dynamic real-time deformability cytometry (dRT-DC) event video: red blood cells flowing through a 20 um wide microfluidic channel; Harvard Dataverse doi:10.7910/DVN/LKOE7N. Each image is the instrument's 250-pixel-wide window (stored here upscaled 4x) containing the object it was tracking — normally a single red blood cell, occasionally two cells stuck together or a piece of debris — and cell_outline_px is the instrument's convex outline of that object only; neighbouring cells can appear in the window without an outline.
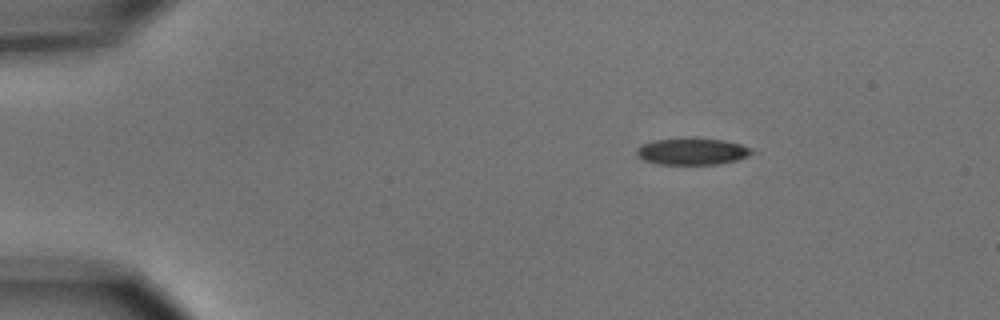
{"species": "common noctule bat (a hibernating species)", "species_latin": "Nyctalus noctula", "temperature_condition": "cold", "stored_images_in_passage": 4, "camera_frame_rate_fps": 3000, "um_per_image_px": 0.085, "animal": {"sex": "male", "body_mass_g": 15.6}, "frame": {"image": 1, "passage_image": 2, "time_ms": 1.0, "image_size_px": [1000, 320], "cell_outline_px": [[760, 152], [736, 160], [720, 164], [656, 164], [644, 160], [636, 156], [636, 148], [640, 144], [652, 140], [680, 136], [696, 136], [724, 140], [740, 144]], "centroid_in_image_um": [58.82, 12.83], "position_along_channel_um": 26.2, "area_um2": 18.9}}